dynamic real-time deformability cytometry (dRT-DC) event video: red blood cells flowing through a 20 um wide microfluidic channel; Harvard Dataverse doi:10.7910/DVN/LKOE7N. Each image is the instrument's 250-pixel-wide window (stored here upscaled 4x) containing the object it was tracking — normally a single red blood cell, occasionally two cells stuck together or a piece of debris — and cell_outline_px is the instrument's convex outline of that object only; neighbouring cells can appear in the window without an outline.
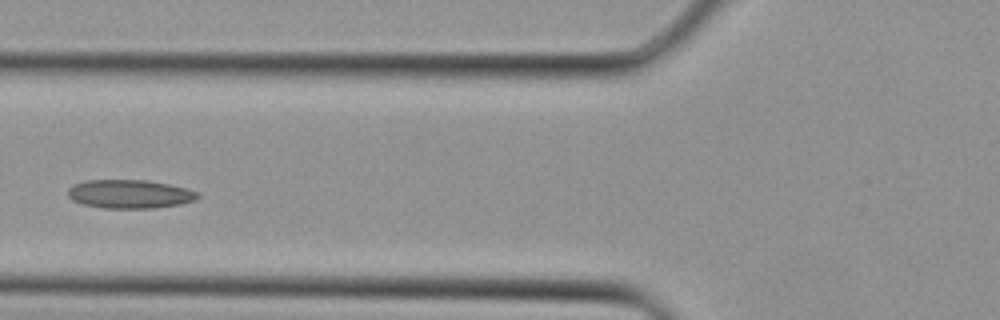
{"species": "Egyptian fruit bat (a non-hibernating species)", "species_latin": "Rousettus aegyptiacus", "temperature_condition": "cold", "stored_images_in_passage": 4, "camera_frame_rate_fps": 3000, "um_per_image_px": 0.085, "animal": {"sex": "female"}, "frame": {"image": 1, "passage_image": 4, "time_ms": 1.0, "image_size_px": [1000, 320], "cell_outline_px": [[200, 196], [196, 200], [180, 204], [156, 208], [104, 208], [84, 204], [72, 200], [68, 196], [68, 188], [72, 184], [84, 180], [148, 180], [168, 184], [200, 192]], "centroid_in_image_um": [11.03, 16.49], "position_along_channel_um": 114.8, "area_um2": 21.79}}